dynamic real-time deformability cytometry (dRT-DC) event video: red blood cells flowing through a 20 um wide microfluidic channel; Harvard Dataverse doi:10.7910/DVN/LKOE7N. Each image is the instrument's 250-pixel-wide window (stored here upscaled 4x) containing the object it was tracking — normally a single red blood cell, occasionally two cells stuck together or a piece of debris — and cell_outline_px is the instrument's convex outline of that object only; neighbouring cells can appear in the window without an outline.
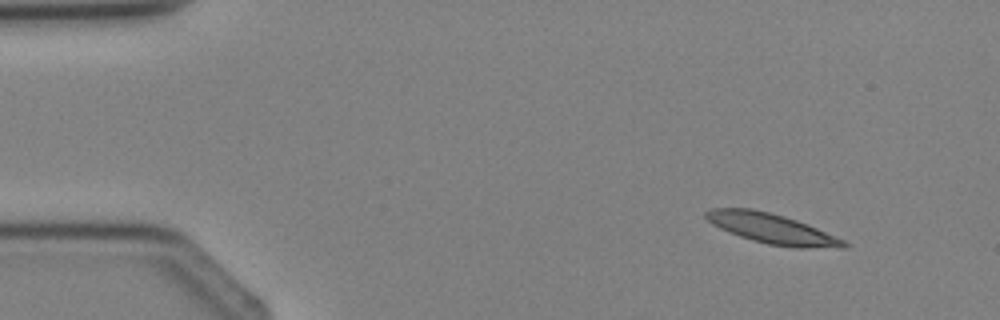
{"species": "Egyptian fruit bat (a non-hibernating species)", "species_latin": "Rousettus aegyptiacus", "temperature_condition": "cold", "stored_images_in_passage": 4, "camera_frame_rate_fps": 3000, "um_per_image_px": 0.085, "animal": {"sex": "female"}, "frame": {"image": 1, "passage_image": 1, "time_ms": 0.0, "image_size_px": [1000, 320], "cell_outline_px": [[848, 248], [796, 248], [768, 244], [752, 240], [728, 232], [712, 224], [704, 216], [704, 212], [712, 208], [752, 208], [784, 216], [808, 224], [844, 240], [848, 244]], "centroid_in_image_um": [65.62, 19.44], "position_along_channel_um": 19.4, "area_um2": 24.16}}
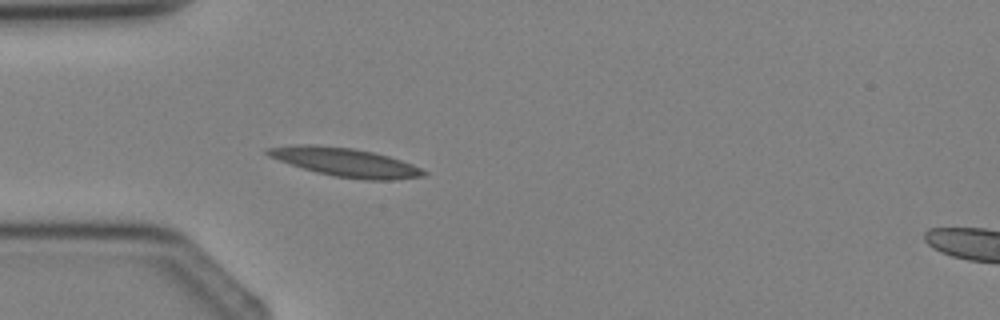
{"frame": {"image": 2, "passage_image": 3, "time_ms": 2.333, "image_size_px": [1000, 320], "cell_outline_px": [[428, 172], [424, 176], [392, 180], [368, 180], [336, 176], [316, 172], [268, 156], [264, 152], [264, 148], [292, 144], [316, 144], [352, 148], [372, 152], [388, 156], [412, 164]], "centroid_in_image_um": [29.32, 13.77], "position_along_channel_um": 55.7, "area_um2": 25.89}}